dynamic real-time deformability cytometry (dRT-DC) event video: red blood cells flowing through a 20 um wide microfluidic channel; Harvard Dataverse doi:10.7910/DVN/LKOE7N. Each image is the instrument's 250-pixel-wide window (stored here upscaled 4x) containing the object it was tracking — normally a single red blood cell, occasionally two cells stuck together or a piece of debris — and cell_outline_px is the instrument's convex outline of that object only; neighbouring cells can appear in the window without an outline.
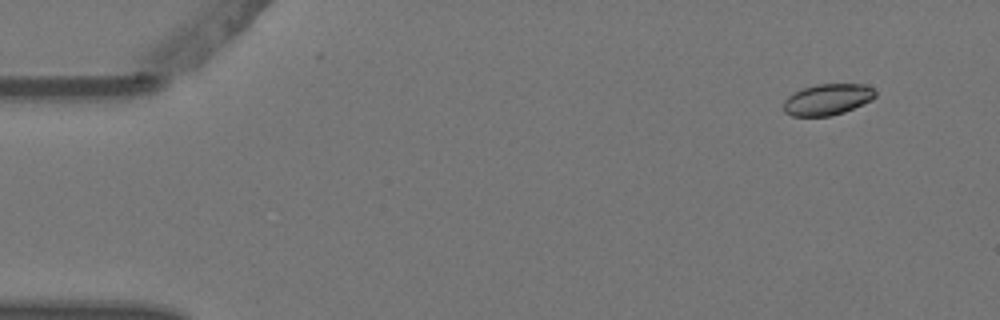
{"species": "Egyptian fruit bat (a non-hibernating species)", "species_latin": "Rousettus aegyptiacus", "temperature_condition": "warm", "stored_images_in_passage": 7, "camera_frame_rate_fps": 3000, "um_per_image_px": 0.085, "animal": {"sex": "female"}, "frame": {"image": 1, "passage_image": 2, "time_ms": 0.333, "image_size_px": [1000, 320], "cell_outline_px": [[876, 96], [872, 100], [844, 112], [828, 116], [792, 116], [784, 112], [784, 100], [792, 92], [800, 88], [816, 84], [864, 84], [872, 88], [876, 92]], "centroid_in_image_um": [70.31, 8.44], "position_along_channel_um": 14.7, "area_um2": 16.82}}
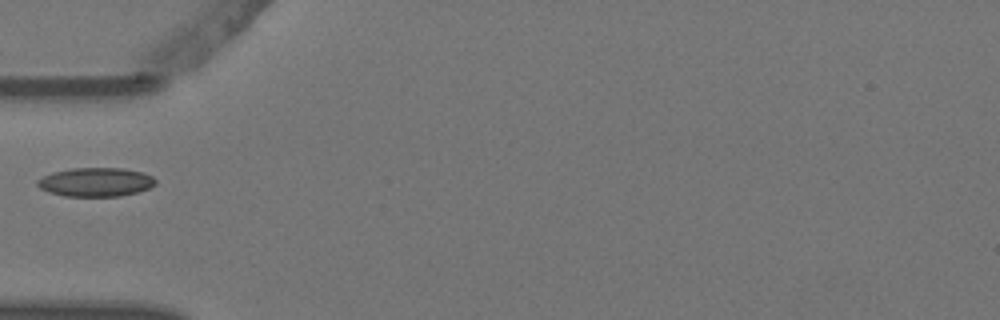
{"frame": {"image": 2, "passage_image": 6, "time_ms": 1.667, "image_size_px": [1000, 320], "cell_outline_px": [[156, 184], [148, 188], [136, 192], [120, 196], [64, 196], [48, 192], [40, 188], [36, 184], [36, 180], [52, 172], [72, 168], [124, 168], [144, 172], [152, 176], [156, 180]], "centroid_in_image_um": [8.13, 15.47], "position_along_channel_um": 76.9, "area_um2": 19.94}}
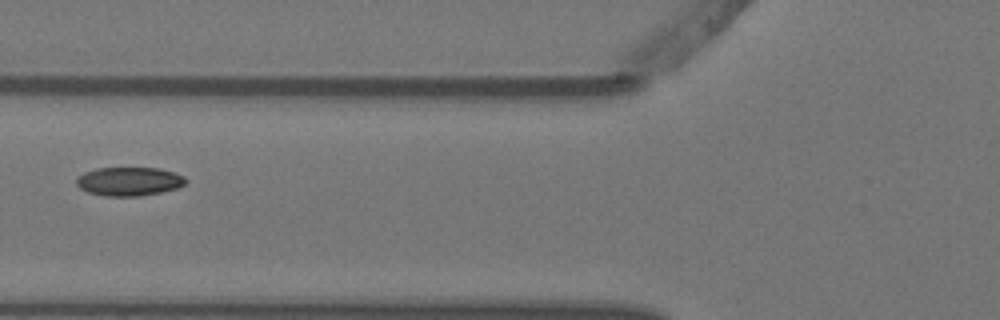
{"frame": {"image": 3, "passage_image": 7, "time_ms": 2.0, "image_size_px": [1000, 320], "cell_outline_px": [[188, 180], [184, 184], [176, 188], [160, 192], [140, 196], [104, 196], [88, 192], [80, 188], [76, 184], [76, 176], [84, 172], [96, 168], [160, 168], [184, 176]], "centroid_in_image_um": [10.94, 15.41], "position_along_channel_um": 114.9, "area_um2": 18.32}}